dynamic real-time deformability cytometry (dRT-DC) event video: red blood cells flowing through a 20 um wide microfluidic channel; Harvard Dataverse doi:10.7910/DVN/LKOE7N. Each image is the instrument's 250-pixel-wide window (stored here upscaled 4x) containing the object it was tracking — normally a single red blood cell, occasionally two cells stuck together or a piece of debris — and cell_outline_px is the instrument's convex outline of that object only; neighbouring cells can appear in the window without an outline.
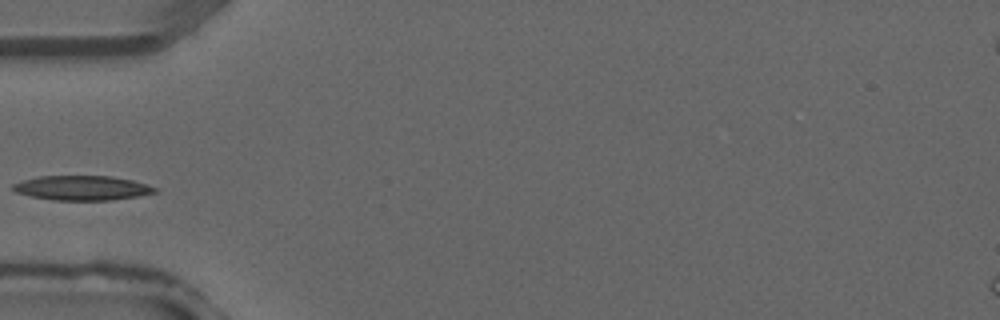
{"species": "common noctule bat (a hibernating species)", "species_latin": "Nyctalus noctula", "temperature_condition": "warm", "stored_images_in_passage": 21, "camera_frame_rate_fps": 3000, "um_per_image_px": 0.085, "animal": {"sex": "male", "forearm_length_mm": 52.5}, "frame": {"image": 1, "passage_image": 1, "time_ms": 0.0, "image_size_px": [1000, 320], "cell_outline_px": [[156, 192], [136, 196], [112, 200], [52, 200], [32, 196], [16, 192], [12, 188], [12, 184], [24, 180], [40, 176], [112, 176], [132, 180], [148, 184], [156, 188]], "centroid_in_image_um": [6.98, 15.97], "position_along_channel_um": 78.0, "area_um2": 20.17}}
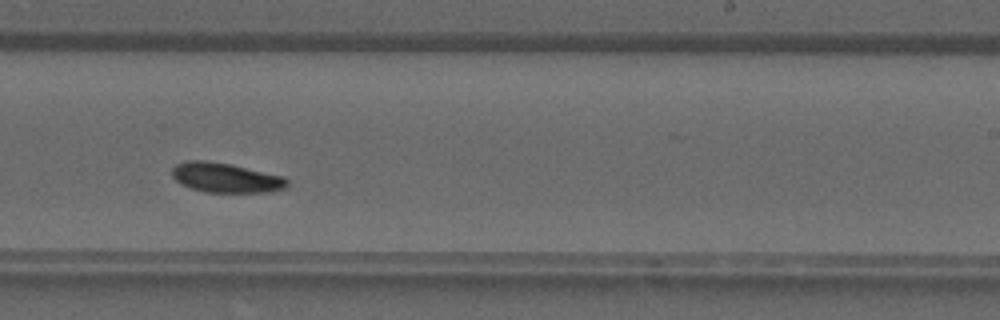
{"frame": {"image": 2, "passage_image": 12, "time_ms": 3.667, "image_size_px": [1000, 320], "cell_outline_px": [[288, 184], [284, 188], [272, 192], [204, 192], [180, 184], [172, 176], [172, 168], [176, 164], [188, 160], [208, 160], [228, 164], [284, 176], [288, 180]], "centroid_in_image_um": [19.18, 15.1], "position_along_channel_um": 269.8, "area_um2": 19.88}}